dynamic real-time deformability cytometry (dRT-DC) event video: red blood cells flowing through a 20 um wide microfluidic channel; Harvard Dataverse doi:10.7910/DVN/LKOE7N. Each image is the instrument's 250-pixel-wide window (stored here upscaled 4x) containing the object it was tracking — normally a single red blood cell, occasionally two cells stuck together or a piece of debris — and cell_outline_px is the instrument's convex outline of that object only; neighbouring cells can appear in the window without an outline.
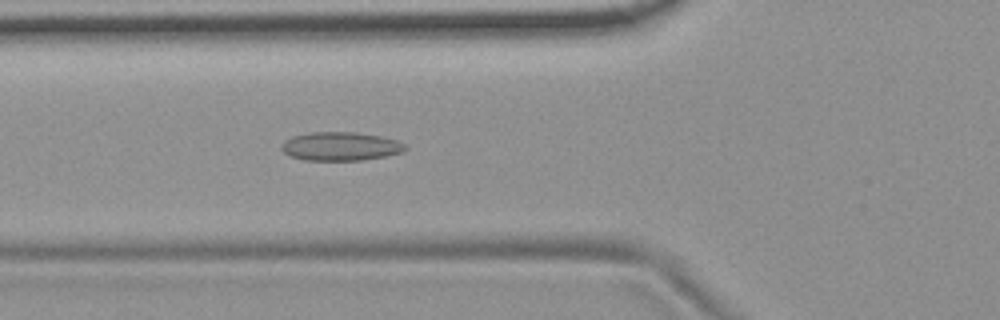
{"species": "common noctule bat (a hibernating species)", "species_latin": "Nyctalus noctula", "temperature_condition": "room temperature", "stored_images_in_passage": 5, "camera_frame_rate_fps": 3000, "um_per_image_px": 0.085, "animal": {"sex": "female", "body_mass_g": 19.9}, "frame": {"image": 1, "passage_image": 5, "time_ms": 1.333, "image_size_px": [1000, 320], "cell_outline_px": [[408, 148], [404, 152], [384, 156], [360, 160], [304, 160], [292, 156], [284, 152], [280, 148], [280, 144], [284, 140], [292, 136], [312, 132], [356, 132], [380, 136], [396, 140], [404, 144]], "centroid_in_image_um": [28.93, 12.43], "position_along_channel_um": 96.9, "area_um2": 20.63}}